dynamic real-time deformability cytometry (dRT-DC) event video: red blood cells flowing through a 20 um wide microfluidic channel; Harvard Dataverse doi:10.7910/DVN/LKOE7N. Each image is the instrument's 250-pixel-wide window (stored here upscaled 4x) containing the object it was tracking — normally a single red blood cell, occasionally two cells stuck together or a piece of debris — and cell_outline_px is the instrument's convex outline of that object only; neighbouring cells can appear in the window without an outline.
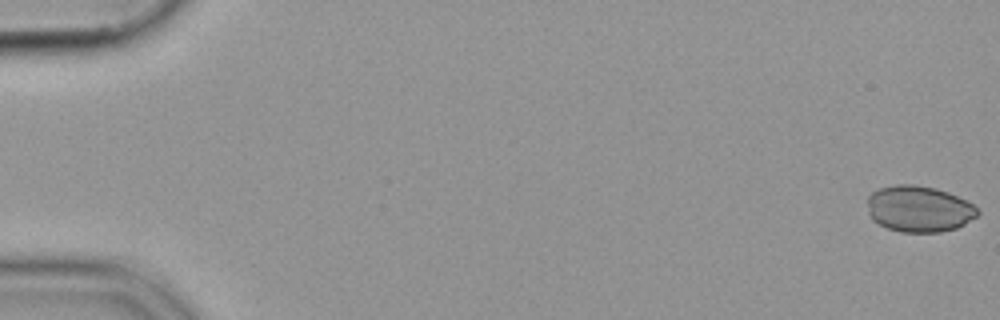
{"species": "common noctule bat (a hibernating species)", "species_latin": "Nyctalus noctula", "temperature_condition": "cold", "stored_images_in_passage": 55, "camera_frame_rate_fps": 3000, "um_per_image_px": 0.085, "animal": {"sex": "female", "body_mass_g": 19.9}, "frame": {"image": 1, "passage_image": 1, "time_ms": 0.0, "image_size_px": [1000, 320], "cell_outline_px": [[980, 212], [976, 216], [964, 224], [956, 228], [940, 232], [900, 232], [888, 228], [872, 220], [868, 212], [868, 196], [872, 192], [880, 188], [896, 184], [912, 184], [936, 188], [948, 192], [972, 204]], "centroid_in_image_um": [78.09, 17.75], "position_along_channel_um": 6.9, "area_um2": 29.59}}
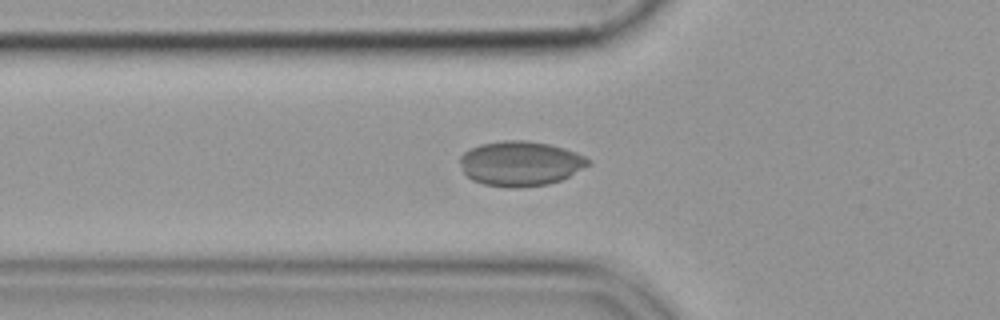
{"frame": {"image": 2, "passage_image": 20, "time_ms": 6.333, "image_size_px": [1000, 320], "cell_outline_px": [[592, 164], [560, 180], [548, 184], [516, 188], [508, 188], [484, 184], [472, 180], [464, 172], [460, 160], [460, 156], [464, 152], [480, 144], [504, 140], [524, 140], [548, 144], [564, 148], [576, 152], [584, 156]], "centroid_in_image_um": [44.23, 13.9], "position_along_channel_um": 81.6, "area_um2": 33.35}}
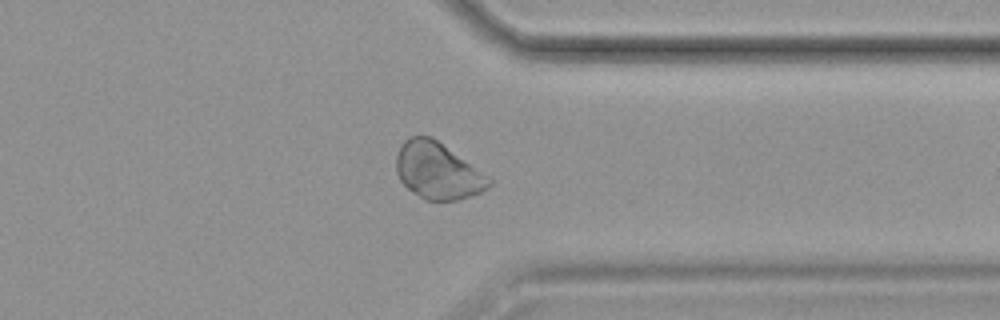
{"frame": {"image": 3, "passage_image": 44, "time_ms": 14.333, "image_size_px": [1000, 320], "cell_outline_px": [[492, 184], [488, 188], [480, 192], [456, 200], [424, 200], [408, 188], [400, 180], [396, 172], [396, 156], [400, 144], [408, 136], [432, 136], [492, 180]], "centroid_in_image_um": [37.15, 14.51], "position_along_channel_um": 374.2, "area_um2": 30.23}}